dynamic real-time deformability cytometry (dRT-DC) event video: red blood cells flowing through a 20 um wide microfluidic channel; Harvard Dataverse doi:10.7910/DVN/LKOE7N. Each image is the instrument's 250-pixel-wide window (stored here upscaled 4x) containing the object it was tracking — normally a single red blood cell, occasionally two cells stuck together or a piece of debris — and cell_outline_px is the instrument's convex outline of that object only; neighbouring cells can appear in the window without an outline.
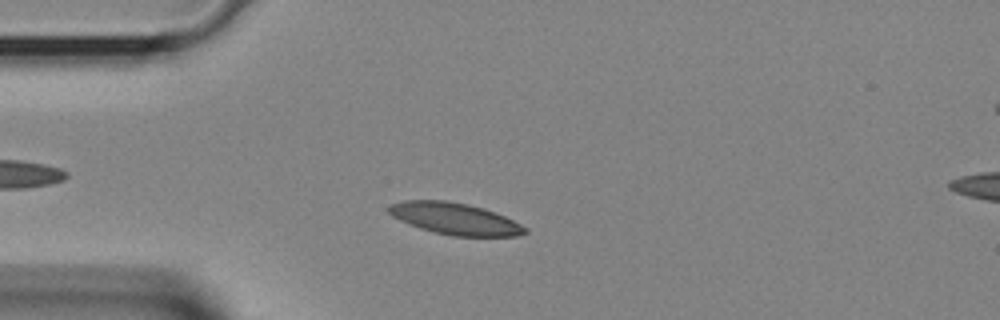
{"species": "Egyptian fruit bat (a non-hibernating species)", "species_latin": "Rousettus aegyptiacus", "temperature_condition": "room temperature", "stored_images_in_passage": 31, "camera_frame_rate_fps": 3000, "um_per_image_px": 0.085, "animal": {"sex": "female"}, "frame": {"image": 1, "passage_image": 5, "time_ms": 1.333, "image_size_px": [1000, 320], "cell_outline_px": [[528, 232], [516, 236], [452, 236], [420, 228], [400, 220], [392, 216], [388, 212], [388, 208], [392, 204], [404, 200], [444, 200], [468, 204], [484, 208], [504, 216], [528, 228]], "centroid_in_image_um": [38.68, 18.59], "position_along_channel_um": 46.3, "area_um2": 24.97}}
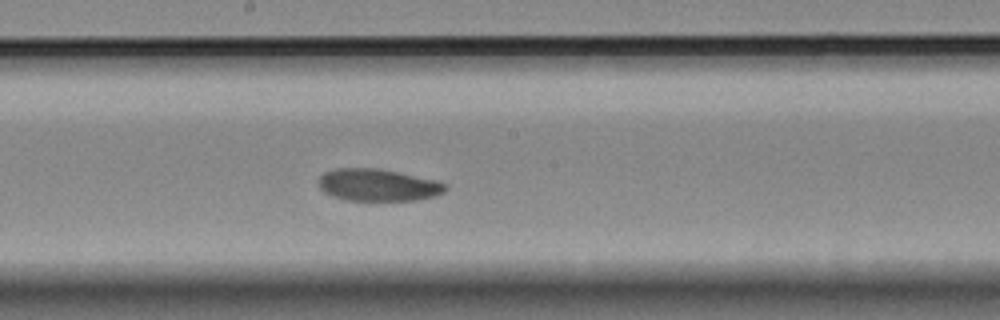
{"frame": {"image": 2, "passage_image": 16, "time_ms": 5.0, "image_size_px": [1000, 320], "cell_outline_px": [[448, 188], [444, 192], [436, 196], [416, 200], [348, 200], [332, 196], [324, 192], [320, 188], [320, 176], [324, 172], [336, 168], [376, 168], [436, 180], [448, 184]], "centroid_in_image_um": [32.15, 15.73], "position_along_channel_um": 216.0, "area_um2": 23.64}}
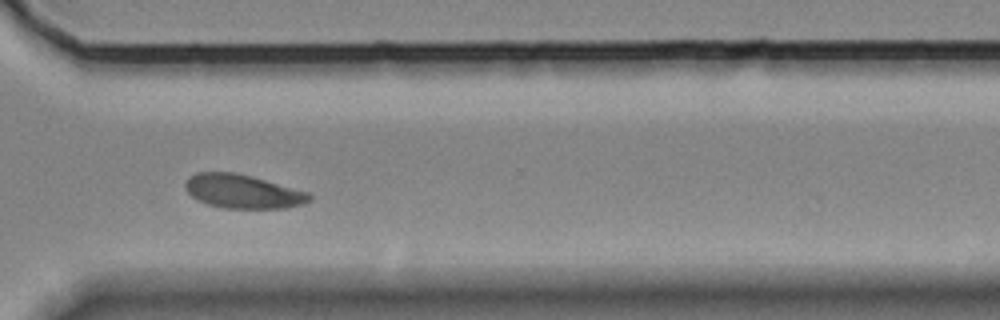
{"frame": {"image": 3, "passage_image": 24, "time_ms": 7.667, "image_size_px": [1000, 320], "cell_outline_px": [[312, 200], [304, 204], [284, 208], [224, 208], [208, 204], [196, 200], [184, 188], [184, 184], [188, 176], [196, 172], [232, 172], [264, 180], [308, 192], [312, 196]], "centroid_in_image_um": [20.6, 16.28], "position_along_channel_um": 350.0, "area_um2": 24.33}}